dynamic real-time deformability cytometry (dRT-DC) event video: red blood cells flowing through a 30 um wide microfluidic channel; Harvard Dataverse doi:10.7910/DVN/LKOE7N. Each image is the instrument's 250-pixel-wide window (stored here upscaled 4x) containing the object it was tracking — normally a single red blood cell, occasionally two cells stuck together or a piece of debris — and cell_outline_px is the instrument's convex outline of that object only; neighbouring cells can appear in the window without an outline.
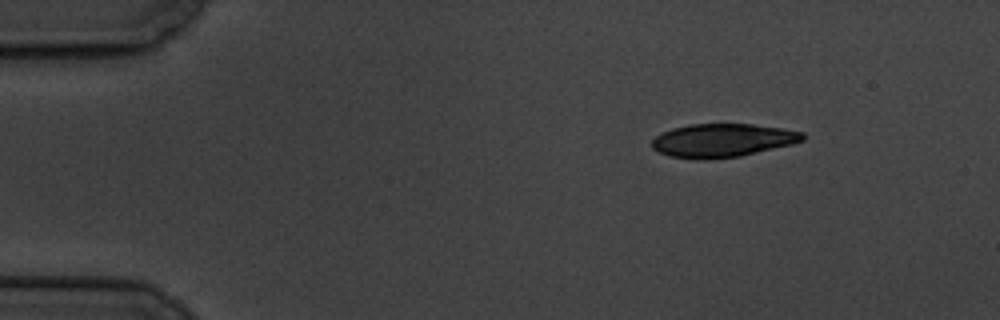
{"species": "common noctule bat (a hibernating species)", "species_latin": "Nyctalus noctula", "temperature_condition": "cold", "stored_images_in_passage": 5, "camera_frame_rate_fps": 3000, "um_per_image_px": 0.085, "animal": {"sex": "male", "body_mass_g": 19.5, "forearm_length_mm": 54.6}, "frame": {"image": 1, "passage_image": 1, "time_ms": 0.0, "image_size_px": [1000, 320], "cell_outline_px": [[808, 136], [804, 140], [792, 144], [740, 156], [704, 160], [696, 160], [668, 156], [652, 148], [652, 140], [656, 136], [672, 128], [688, 124], [752, 124], [780, 128], [804, 132]], "centroid_in_image_um": [61.41, 11.94], "position_along_channel_um": 23.6, "area_um2": 29.48}}